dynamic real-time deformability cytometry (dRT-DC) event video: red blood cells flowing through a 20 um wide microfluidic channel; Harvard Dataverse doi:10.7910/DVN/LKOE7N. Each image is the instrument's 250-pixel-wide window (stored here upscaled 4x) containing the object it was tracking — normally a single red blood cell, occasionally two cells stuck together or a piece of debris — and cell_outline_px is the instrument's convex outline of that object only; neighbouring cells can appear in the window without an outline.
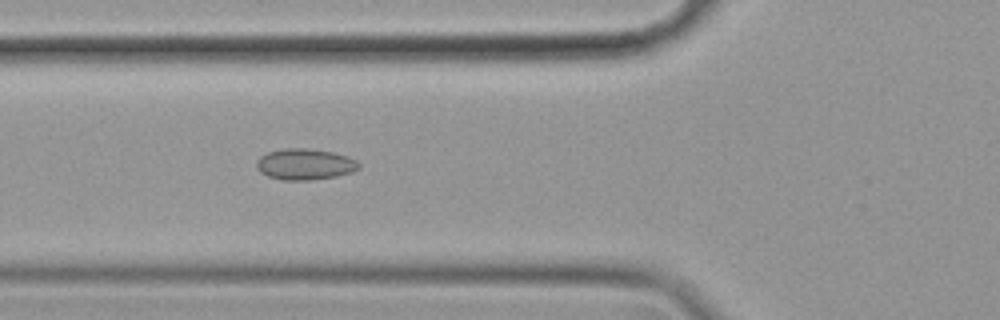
{"species": "common noctule bat (a hibernating species)", "species_latin": "Nyctalus noctula", "temperature_condition": "cold", "stored_images_in_passage": 56, "camera_frame_rate_fps": 3000, "um_per_image_px": 0.085, "animal": {"sex": "female", "body_mass_g": 19.9}, "frame": {"image": 1, "passage_image": 20, "time_ms": 6.333, "image_size_px": [1000, 320], "cell_outline_px": [[360, 168], [352, 172], [336, 176], [312, 180], [280, 180], [268, 176], [260, 172], [256, 168], [256, 160], [260, 156], [268, 152], [284, 148], [308, 148], [332, 152], [348, 156], [356, 160], [360, 164]], "centroid_in_image_um": [25.91, 13.96], "position_along_channel_um": 99.9, "area_um2": 18.73}}
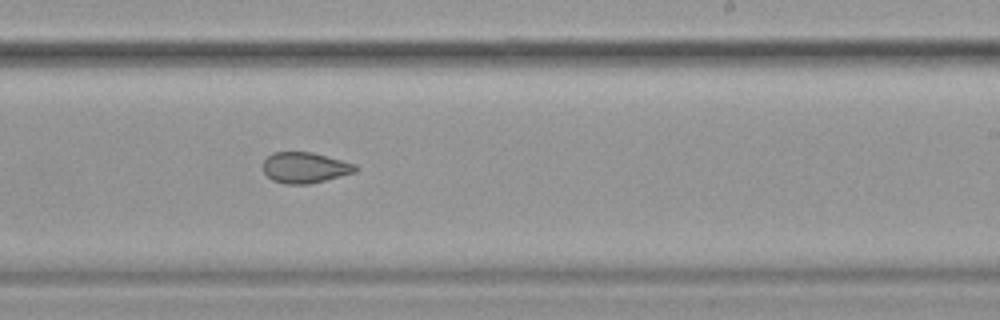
{"frame": {"image": 2, "passage_image": 34, "time_ms": 11.0, "image_size_px": [1000, 320], "cell_outline_px": [[360, 168], [356, 172], [308, 184], [284, 184], [272, 180], [264, 172], [264, 160], [272, 152], [312, 152], [356, 164]], "centroid_in_image_um": [25.93, 14.24], "position_along_channel_um": 263.1, "area_um2": 16.53}}
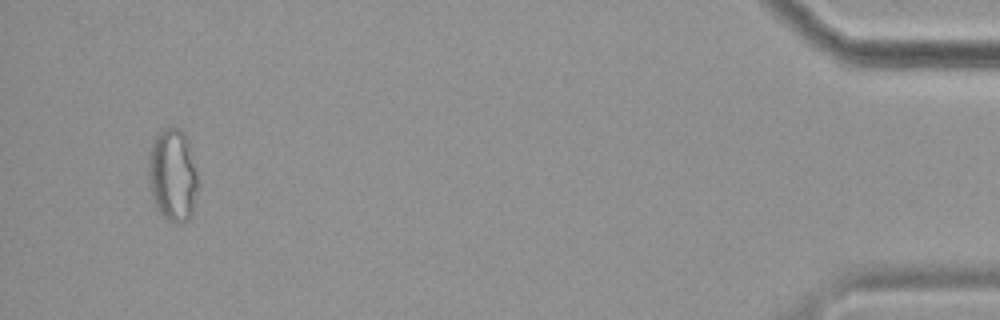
{"frame": {"image": 3, "passage_image": 54, "time_ms": 17.667, "image_size_px": [1000, 320], "cell_outline_px": [[200, 184], [192, 216], [188, 220], [180, 224], [172, 224], [156, 208], [152, 196], [148, 180], [148, 156], [152, 140], [168, 124], [180, 128], [184, 132], [188, 140], [200, 180]], "centroid_in_image_um": [14.71, 14.88], "position_along_channel_um": 420.5, "area_um2": 27.86}, "authors_computed_cell_mechanics": {"area_um2": 19.5653, "velocity_mm_per_s": 3.5053, "shape_relaxation_time_tau1_ms": null, "shape_relaxation_time_tau2_ms": 3.026, "deformation_change_tau1": null, "deformation_change_tau2": 0.0868}}